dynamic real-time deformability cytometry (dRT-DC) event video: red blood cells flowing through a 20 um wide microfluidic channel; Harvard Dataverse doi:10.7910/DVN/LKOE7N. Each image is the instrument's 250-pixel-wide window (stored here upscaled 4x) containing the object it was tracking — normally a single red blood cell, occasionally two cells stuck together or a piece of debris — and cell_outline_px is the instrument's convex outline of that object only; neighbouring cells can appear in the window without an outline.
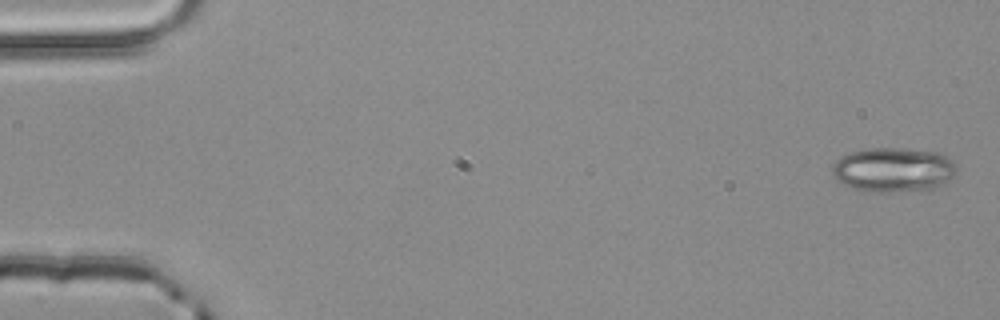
{"species": "common noctule bat (a hibernating species)", "species_latin": "Nyctalus noctula", "temperature_condition": "room temperature", "stored_images_in_passage": 4, "camera_frame_rate_fps": 3000, "um_per_image_px": 0.085, "animal": {"sex": "male", "body_mass_g": 20.4}, "frame": {"image": 1, "passage_image": 1, "time_ms": 0.0, "image_size_px": [1000, 320], "cell_outline_px": [[956, 168], [952, 176], [936, 188], [928, 192], [856, 188], [844, 184], [836, 180], [832, 176], [832, 164], [840, 156], [848, 152], [868, 148], [904, 148], [936, 152], [948, 156], [952, 160]], "centroid_in_image_um": [75.94, 14.39], "position_along_channel_um": 9.1, "area_um2": 31.96}}